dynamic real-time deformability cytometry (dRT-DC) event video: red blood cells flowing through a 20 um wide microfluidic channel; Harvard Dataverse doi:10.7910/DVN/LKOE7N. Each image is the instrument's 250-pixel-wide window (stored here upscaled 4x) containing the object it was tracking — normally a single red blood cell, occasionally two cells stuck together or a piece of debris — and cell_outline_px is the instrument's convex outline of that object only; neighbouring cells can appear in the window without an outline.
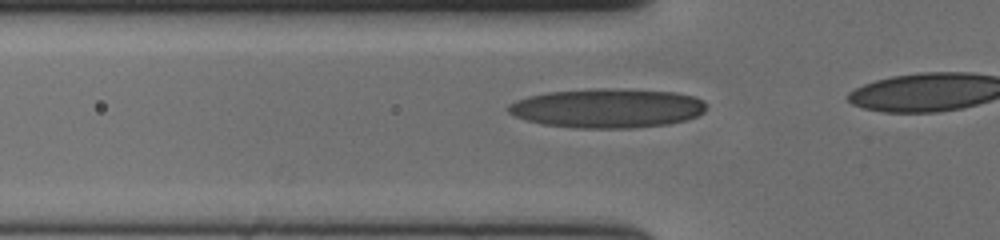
{"species": "human", "species_latin": "Homo sapiens", "temperature_condition": "cold", "stored_images_in_passage": 15, "camera_frame_rate_fps": 3000, "um_per_image_px": 0.085, "donor": {"sex": "female"}, "frame": {"image": 1, "passage_image": 12, "time_ms": 3.667, "image_size_px": [1000, 240], "cell_outline_px": [[704, 112], [696, 116], [684, 120], [668, 124], [632, 128], [576, 128], [544, 124], [528, 120], [516, 116], [508, 112], [504, 108], [508, 104], [516, 100], [528, 96], [548, 92], [596, 88], [608, 88], [676, 92], [696, 96], [704, 100]], "centroid_in_image_um": [51.61, 9.19], "position_along_channel_um": 74.2, "area_um2": 45.37}}